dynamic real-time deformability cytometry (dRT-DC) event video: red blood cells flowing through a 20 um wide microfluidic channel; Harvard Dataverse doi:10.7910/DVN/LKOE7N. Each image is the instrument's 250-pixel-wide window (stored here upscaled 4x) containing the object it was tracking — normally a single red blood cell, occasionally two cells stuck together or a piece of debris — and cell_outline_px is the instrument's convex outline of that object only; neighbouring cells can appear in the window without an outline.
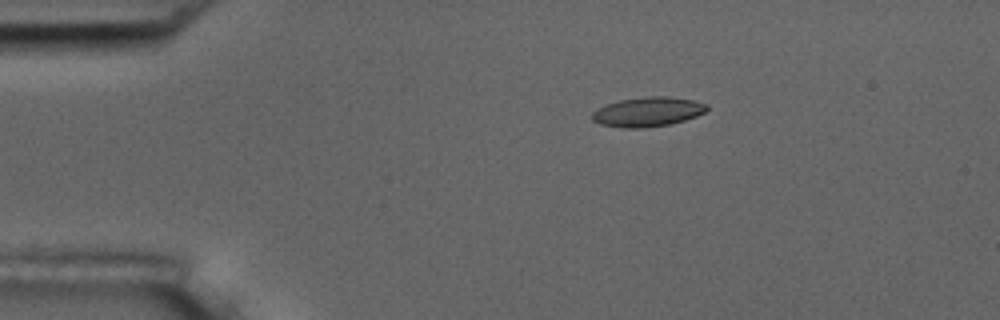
{"species": "common noctule bat (a hibernating species)", "species_latin": "Nyctalus noctula", "temperature_condition": "room temperature", "stored_images_in_passage": 6, "camera_frame_rate_fps": 3000, "um_per_image_px": 0.085, "animal": {"sex": "male", "body_mass_g": 17.5, "forearm_length_mm": 52.3}, "frame": {"image": 1, "passage_image": 3, "time_ms": 0.667, "image_size_px": [1000, 320], "cell_outline_px": [[708, 108], [704, 112], [696, 116], [672, 124], [644, 128], [624, 128], [600, 124], [592, 120], [592, 112], [604, 104], [620, 100], [648, 96], [668, 96], [692, 100], [708, 104]], "centroid_in_image_um": [55.04, 9.51], "position_along_channel_um": 30.0, "area_um2": 19.83}}
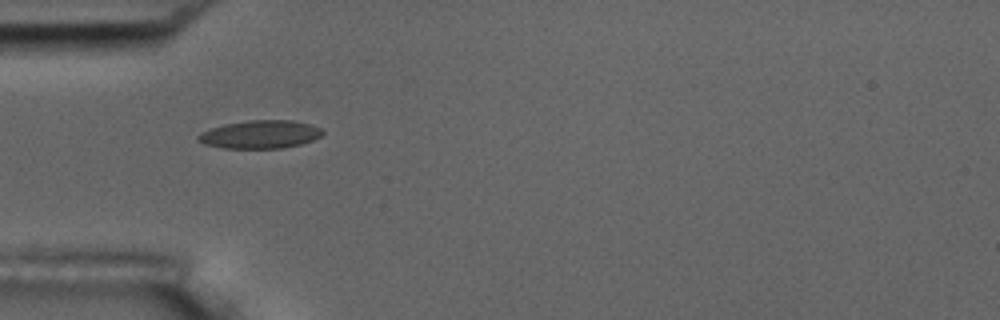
{"frame": {"image": 2, "passage_image": 5, "time_ms": 1.333, "image_size_px": [1000, 320], "cell_outline_px": [[324, 132], [320, 136], [312, 140], [300, 144], [284, 148], [224, 148], [204, 144], [196, 140], [196, 136], [200, 132], [224, 124], [248, 120], [292, 120], [312, 124], [320, 128]], "centroid_in_image_um": [22.1, 11.42], "position_along_channel_um": 62.9, "area_um2": 20.46}}